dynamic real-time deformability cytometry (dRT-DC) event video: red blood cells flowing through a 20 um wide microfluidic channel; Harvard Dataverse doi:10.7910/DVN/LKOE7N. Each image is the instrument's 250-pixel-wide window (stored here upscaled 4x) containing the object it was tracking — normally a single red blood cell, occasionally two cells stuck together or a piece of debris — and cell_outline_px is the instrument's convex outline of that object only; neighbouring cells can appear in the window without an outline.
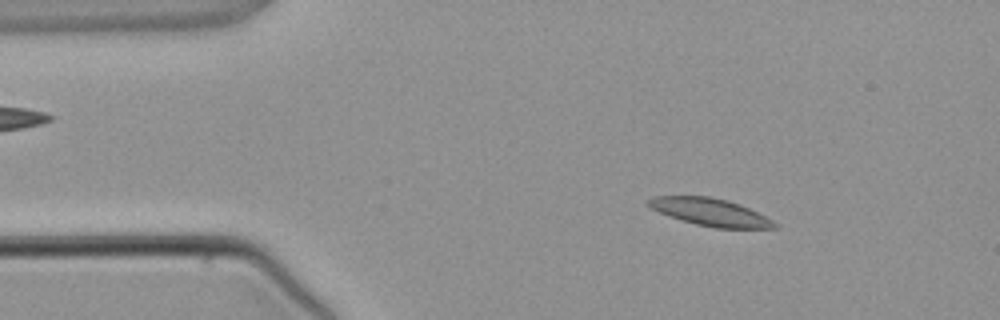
{"species": "common noctule bat (a hibernating species)", "species_latin": "Nyctalus noctula", "temperature_condition": "warm", "stored_images_in_passage": 4, "camera_frame_rate_fps": 3000, "um_per_image_px": 0.085, "animal": {"sex": "male", "body_mass_g": 21.5, "forearm_length_mm": 52.0}, "frame": {"image": 1, "passage_image": 1, "time_ms": 0.0, "image_size_px": [1000, 320], "cell_outline_px": [[780, 228], [716, 228], [696, 224], [680, 220], [668, 216], [652, 208], [648, 204], [648, 200], [652, 196], [708, 196], [728, 200], [740, 204], [780, 224]], "centroid_in_image_um": [60.4, 18.03], "position_along_channel_um": 24.6, "area_um2": 20.11}}
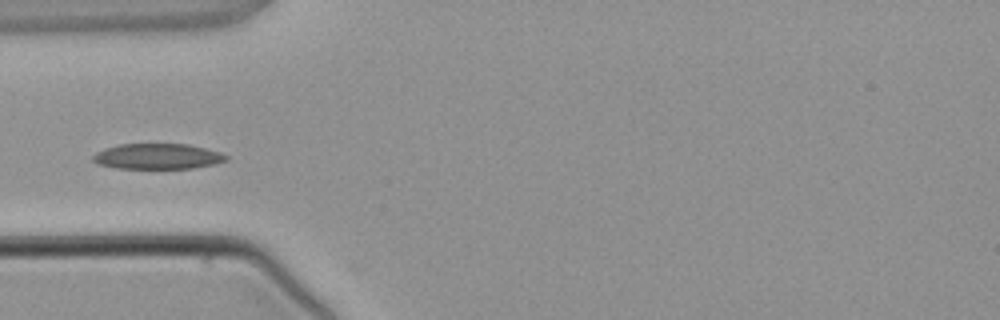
{"frame": {"image": 2, "passage_image": 3, "time_ms": 2.333, "image_size_px": [1000, 320], "cell_outline_px": [[228, 160], [212, 164], [192, 168], [116, 168], [100, 164], [92, 160], [92, 156], [96, 152], [104, 148], [120, 144], [188, 144], [220, 152], [228, 156]], "centroid_in_image_um": [13.38, 13.28], "position_along_channel_um": 71.6, "area_um2": 19.65}}